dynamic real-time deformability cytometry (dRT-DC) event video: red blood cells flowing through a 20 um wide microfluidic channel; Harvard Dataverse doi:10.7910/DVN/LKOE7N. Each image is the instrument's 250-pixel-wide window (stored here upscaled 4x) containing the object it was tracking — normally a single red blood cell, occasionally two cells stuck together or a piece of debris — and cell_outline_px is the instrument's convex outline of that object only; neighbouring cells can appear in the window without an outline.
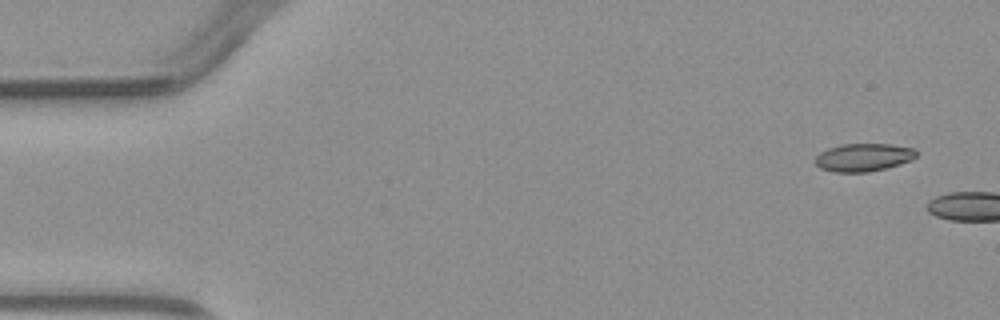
{"species": "common noctule bat (a hibernating species)", "species_latin": "Nyctalus noctula", "temperature_condition": "warm", "stored_images_in_passage": 2, "camera_frame_rate_fps": 3000, "um_per_image_px": 0.085, "animal": {"sex": "male", "body_mass_g": 23.1, "forearm_length_mm": 52.7}, "frame": {"image": 1, "passage_image": 1, "time_ms": 0.0, "image_size_px": [1000, 320], "cell_outline_px": [[916, 156], [912, 160], [900, 164], [868, 172], [832, 172], [820, 168], [816, 164], [816, 156], [820, 152], [828, 148], [844, 144], [892, 144], [912, 148], [916, 152]], "centroid_in_image_um": [73.38, 13.38], "position_along_channel_um": 11.6, "area_um2": 16.36}}